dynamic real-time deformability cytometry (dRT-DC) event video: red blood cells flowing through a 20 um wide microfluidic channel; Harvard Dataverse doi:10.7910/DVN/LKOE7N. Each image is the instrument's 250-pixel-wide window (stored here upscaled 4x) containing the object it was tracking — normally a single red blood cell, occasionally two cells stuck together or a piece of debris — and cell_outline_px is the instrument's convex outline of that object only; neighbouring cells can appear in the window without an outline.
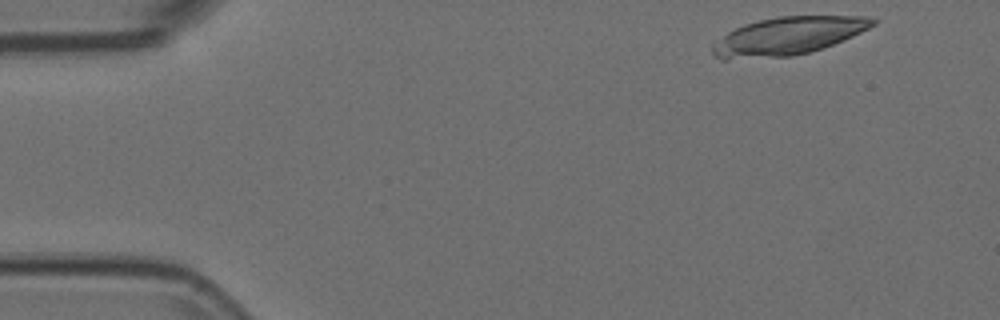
{"species": "Egyptian fruit bat (a non-hibernating species)", "species_latin": "Rousettus aegyptiacus", "temperature_condition": "room temperature", "stored_images_in_passage": 36, "camera_frame_rate_fps": 3000, "um_per_image_px": 0.085, "animal": {"sex": "female"}, "frame": {"image": 1, "passage_image": 1, "time_ms": 0.0, "image_size_px": [1000, 320], "cell_outline_px": [[876, 24], [852, 36], [824, 48], [792, 56], [728, 60], [720, 60], [712, 52], [712, 44], [728, 32], [744, 24], [760, 20], [780, 16], [868, 16], [876, 20]], "centroid_in_image_um": [66.95, 3.07], "position_along_channel_um": 18.1, "area_um2": 35.26}}